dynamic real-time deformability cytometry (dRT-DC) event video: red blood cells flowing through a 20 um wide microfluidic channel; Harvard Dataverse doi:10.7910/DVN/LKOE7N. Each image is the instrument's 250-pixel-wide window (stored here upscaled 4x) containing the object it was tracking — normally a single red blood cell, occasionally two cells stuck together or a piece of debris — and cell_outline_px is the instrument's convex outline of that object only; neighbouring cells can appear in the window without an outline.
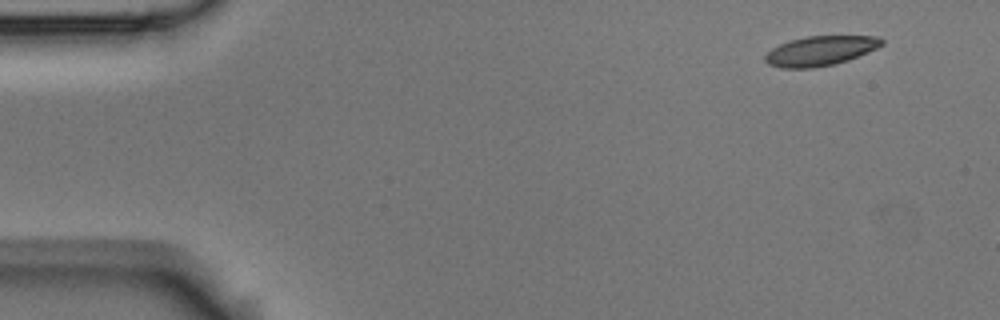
{"species": "Egyptian fruit bat (a non-hibernating species)", "species_latin": "Rousettus aegyptiacus", "temperature_condition": "room temperature", "stored_images_in_passage": 3, "camera_frame_rate_fps": 3000, "um_per_image_px": 0.085, "animal": {"sex": "male"}, "frame": {"image": 1, "passage_image": 1, "time_ms": 0.0, "image_size_px": [1000, 320], "cell_outline_px": [[884, 44], [868, 52], [848, 60], [832, 64], [812, 68], [780, 68], [768, 64], [764, 60], [764, 56], [772, 48], [780, 44], [792, 40], [808, 36], [880, 36], [884, 40]], "centroid_in_image_um": [69.73, 4.32], "position_along_channel_um": 15.3, "area_um2": 20.06}}